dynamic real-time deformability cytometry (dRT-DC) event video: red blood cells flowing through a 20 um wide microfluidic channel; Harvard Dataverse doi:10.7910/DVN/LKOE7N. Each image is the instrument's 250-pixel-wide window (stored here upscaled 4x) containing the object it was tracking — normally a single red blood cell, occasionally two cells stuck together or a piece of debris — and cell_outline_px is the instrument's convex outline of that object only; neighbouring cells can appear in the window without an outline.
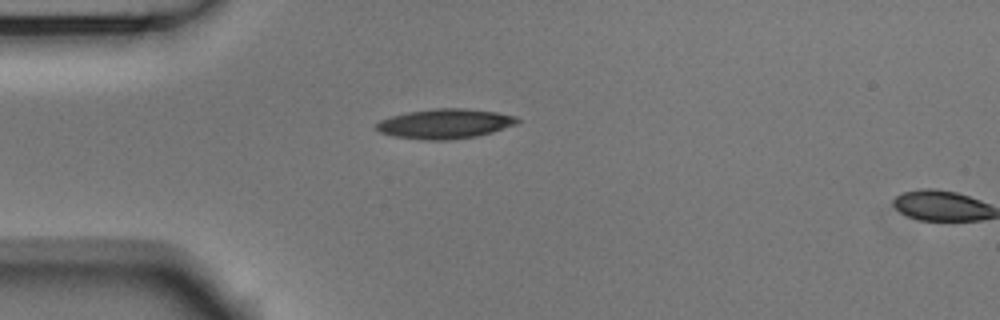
{"species": "Egyptian fruit bat (a non-hibernating species)", "species_latin": "Rousettus aegyptiacus", "temperature_condition": "room temperature", "stored_images_in_passage": 2, "camera_frame_rate_fps": 3000, "um_per_image_px": 0.085, "animal": {"sex": "male"}, "frame": {"image": 1, "passage_image": 1, "time_ms": 0.0, "image_size_px": [1000, 320], "cell_outline_px": [[520, 120], [516, 124], [492, 132], [476, 136], [448, 140], [428, 140], [396, 136], [380, 132], [376, 128], [376, 124], [380, 120], [392, 116], [408, 112], [436, 108], [464, 108], [496, 112], [516, 116]], "centroid_in_image_um": [37.84, 10.51], "position_along_channel_um": 47.2, "area_um2": 24.16}}